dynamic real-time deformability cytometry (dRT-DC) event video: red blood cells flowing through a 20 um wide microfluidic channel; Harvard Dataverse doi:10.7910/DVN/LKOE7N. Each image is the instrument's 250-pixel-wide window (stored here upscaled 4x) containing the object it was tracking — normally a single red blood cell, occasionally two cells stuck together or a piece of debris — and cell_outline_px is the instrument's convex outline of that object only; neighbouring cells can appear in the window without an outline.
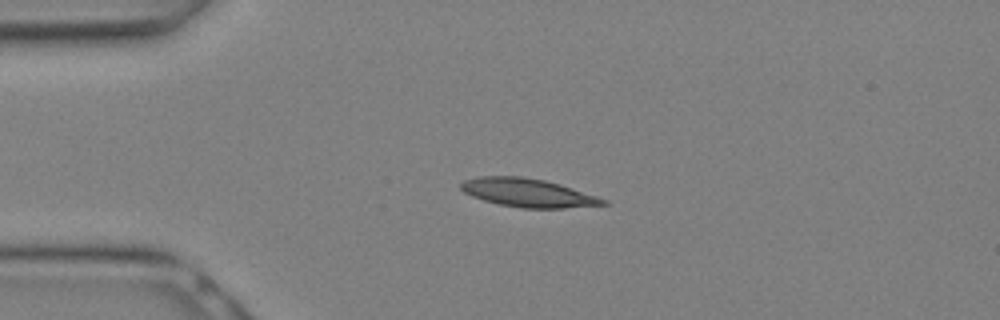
{"species": "Egyptian fruit bat (a non-hibernating species)", "species_latin": "Rousettus aegyptiacus", "temperature_condition": "warm", "stored_images_in_passage": 24, "camera_frame_rate_fps": 3000, "um_per_image_px": 0.085, "animal": {"sex": "female"}, "frame": {"image": 1, "passage_image": 3, "time_ms": 0.667, "image_size_px": [1000, 320], "cell_outline_px": [[608, 204], [564, 208], [524, 208], [500, 204], [484, 200], [472, 196], [464, 192], [460, 188], [460, 184], [464, 180], [476, 176], [520, 176], [544, 180], [560, 184], [608, 200]], "centroid_in_image_um": [44.85, 16.38], "position_along_channel_um": 40.1, "area_um2": 23.41}}
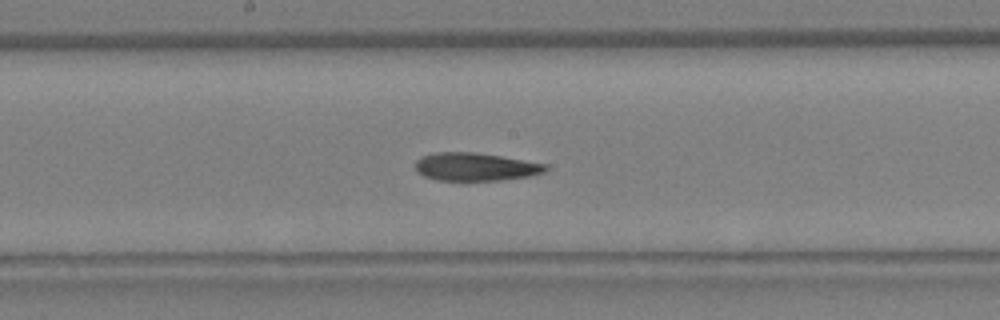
{"frame": {"image": 2, "passage_image": 11, "time_ms": 3.333, "image_size_px": [1000, 320], "cell_outline_px": [[548, 168], [544, 172], [528, 176], [500, 180], [436, 180], [424, 176], [416, 172], [416, 160], [420, 156], [436, 152], [476, 152], [548, 164]], "centroid_in_image_um": [40.38, 14.17], "position_along_channel_um": 207.8, "area_um2": 21.27}}
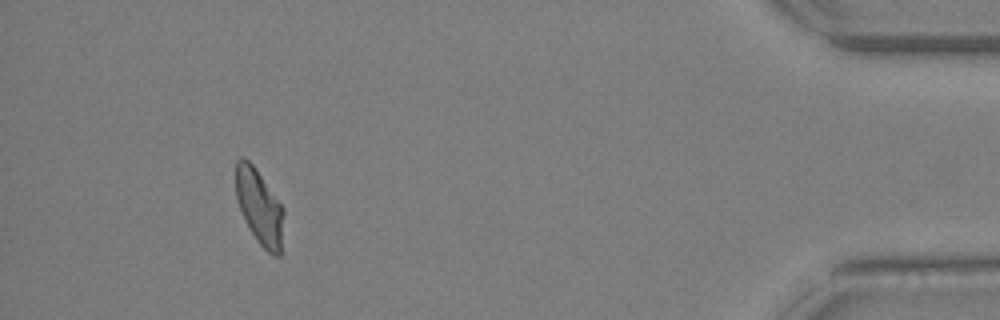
{"frame": {"image": 3, "passage_image": 22, "time_ms": 7.0, "image_size_px": [1000, 320], "cell_outline_px": [[284, 212], [280, 256], [276, 256], [268, 252], [256, 240], [244, 220], [236, 196], [236, 160], [240, 156], [248, 160], [252, 164], [284, 208]], "centroid_in_image_um": [22.04, 17.6], "position_along_channel_um": 413.2, "area_um2": 20.75}}